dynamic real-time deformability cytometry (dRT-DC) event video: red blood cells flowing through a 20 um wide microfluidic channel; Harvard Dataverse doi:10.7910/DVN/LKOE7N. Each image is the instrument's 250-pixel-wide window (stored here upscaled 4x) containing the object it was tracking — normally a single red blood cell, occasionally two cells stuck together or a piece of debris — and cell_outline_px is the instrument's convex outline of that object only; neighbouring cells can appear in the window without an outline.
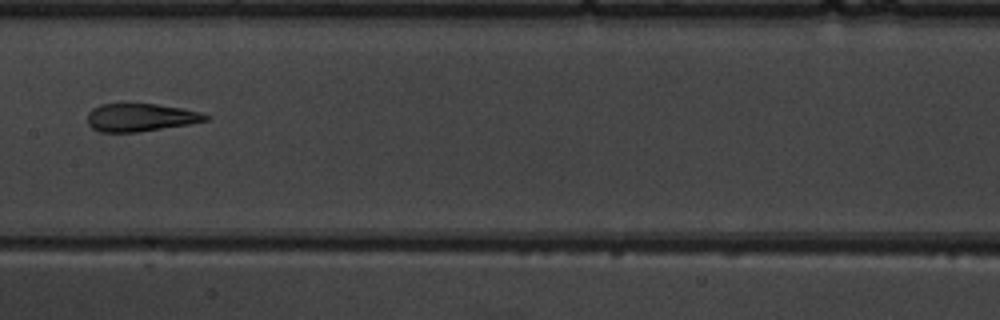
{"species": "common noctule bat (a hibernating species)", "species_latin": "Nyctalus noctula", "temperature_condition": "warm", "stored_images_in_passage": 6, "camera_frame_rate_fps": 3000, "um_per_image_px": 0.085, "animal": {"sex": "male", "body_mass_g": 19.5, "forearm_length_mm": 54.6}, "frame": {"image": 1, "passage_image": 5, "time_ms": 4.667, "image_size_px": [1000, 320], "cell_outline_px": [[212, 116], [208, 120], [192, 124], [136, 132], [100, 132], [92, 128], [88, 124], [88, 112], [92, 108], [100, 104], [156, 104], [180, 108], [200, 112]], "centroid_in_image_um": [11.96, 9.99], "position_along_channel_um": 195.4, "area_um2": 19.25}}
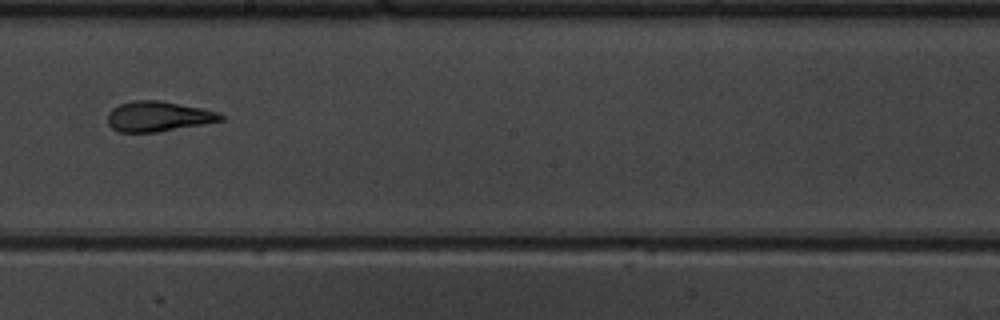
{"frame": {"image": 2, "passage_image": 6, "time_ms": 5.667, "image_size_px": [1000, 320], "cell_outline_px": [[224, 120], [204, 124], [156, 132], [120, 132], [112, 128], [108, 124], [108, 112], [112, 108], [120, 104], [132, 100], [160, 100], [204, 108], [220, 112], [224, 116]], "centroid_in_image_um": [13.47, 9.88], "position_along_channel_um": 234.7, "area_um2": 20.06}}